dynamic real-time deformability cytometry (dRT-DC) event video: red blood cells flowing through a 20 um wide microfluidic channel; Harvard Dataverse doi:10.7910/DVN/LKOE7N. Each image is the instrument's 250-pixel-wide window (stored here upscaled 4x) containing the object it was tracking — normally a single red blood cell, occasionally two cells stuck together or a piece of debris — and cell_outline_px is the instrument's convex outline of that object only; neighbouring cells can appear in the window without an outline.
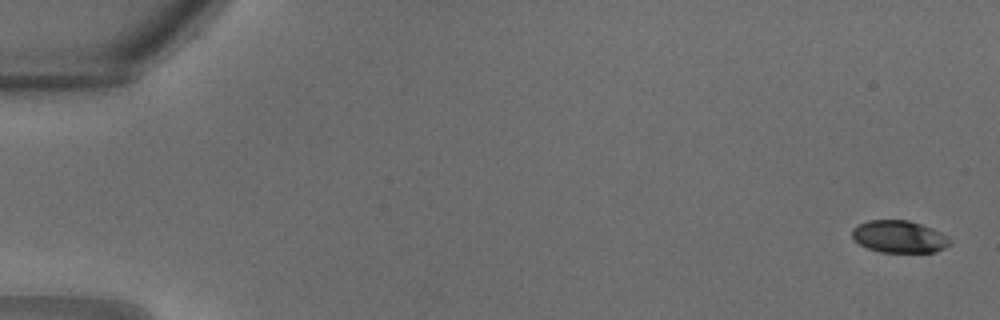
{"species": "common noctule bat (a hibernating species)", "species_latin": "Nyctalus noctula", "temperature_condition": "warm", "stored_images_in_passage": 32, "camera_frame_rate_fps": 3000, "um_per_image_px": 0.085, "animal": {"sex": "male", "body_mass_g": 18.8}, "frame": {"image": 1, "passage_image": 1, "time_ms": 0.0, "image_size_px": [1000, 320], "cell_outline_px": [[948, 244], [944, 248], [932, 252], [880, 252], [868, 248], [852, 240], [852, 228], [868, 220], [908, 220], [932, 228], [940, 232], [948, 240]], "centroid_in_image_um": [76.36, 20.11], "position_along_channel_um": 8.6, "area_um2": 18.09}}
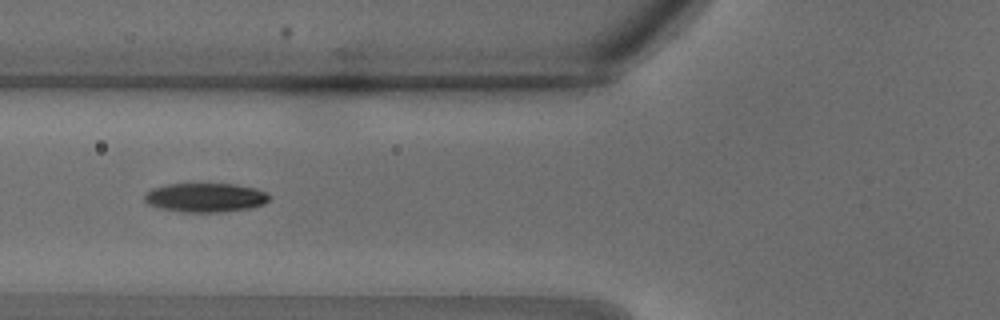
{"frame": {"image": 2, "passage_image": 13, "time_ms": 4.0, "image_size_px": [1000, 320], "cell_outline_px": [[272, 196], [264, 204], [248, 208], [220, 212], [184, 212], [160, 208], [148, 204], [144, 200], [144, 192], [152, 188], [164, 184], [236, 184], [256, 188], [268, 192]], "centroid_in_image_um": [17.46, 16.78], "position_along_channel_um": 108.3, "area_um2": 21.33}}
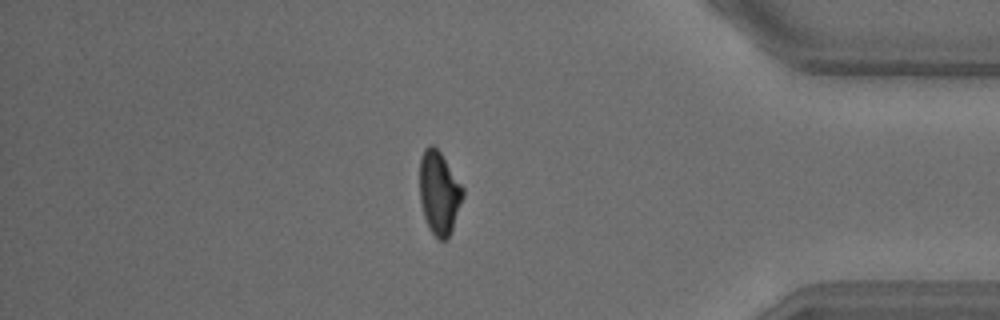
{"frame": {"image": 3, "passage_image": 28, "time_ms": 9.0, "image_size_px": [1000, 320], "cell_outline_px": [[464, 196], [452, 228], [448, 236], [444, 240], [440, 240], [428, 228], [424, 216], [420, 200], [420, 160], [424, 148], [428, 144], [432, 144], [440, 152], [464, 188]], "centroid_in_image_um": [37.32, 16.36], "position_along_channel_um": 397.9, "area_um2": 20.75}}